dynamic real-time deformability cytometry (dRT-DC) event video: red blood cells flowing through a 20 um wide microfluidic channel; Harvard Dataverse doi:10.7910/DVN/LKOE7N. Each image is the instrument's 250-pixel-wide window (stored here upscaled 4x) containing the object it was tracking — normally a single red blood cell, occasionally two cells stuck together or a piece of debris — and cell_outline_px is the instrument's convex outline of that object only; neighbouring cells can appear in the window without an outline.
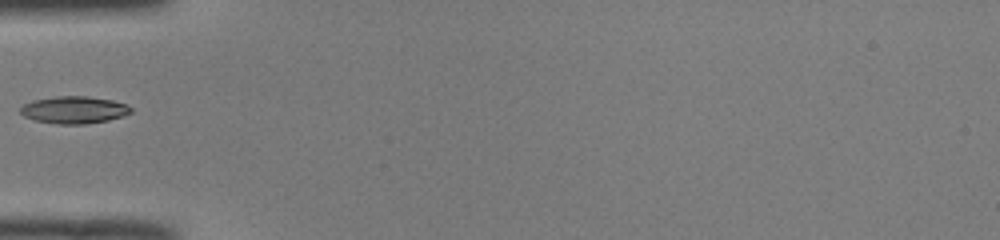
{"species": "common noctule bat (a hibernating species)", "species_latin": "Nyctalus noctula", "temperature_condition": "room temperature", "stored_images_in_passage": 34, "camera_frame_rate_fps": 3000, "um_per_image_px": 0.085, "animal": {"sex": "male", "body_mass_g": 19.0, "forearm_length_mm": 50.8}, "frame": {"image": 1, "passage_image": 1, "time_ms": 0.0, "image_size_px": [1000, 240], "cell_outline_px": [[132, 112], [124, 116], [108, 120], [84, 124], [60, 124], [36, 120], [24, 116], [20, 112], [20, 108], [24, 104], [32, 100], [56, 96], [88, 96], [112, 100], [124, 104], [132, 108]], "centroid_in_image_um": [6.3, 9.33], "position_along_channel_um": 78.7, "area_um2": 17.46}}
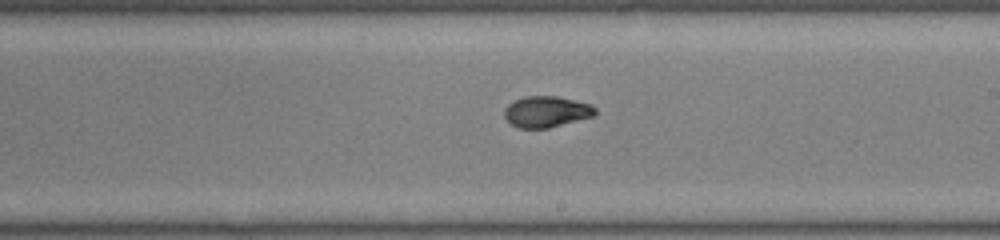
{"frame": {"image": 2, "passage_image": 13, "time_ms": 4.0, "image_size_px": [1000, 240], "cell_outline_px": [[596, 116], [548, 128], [520, 128], [512, 124], [504, 116], [504, 108], [508, 104], [524, 96], [556, 96], [592, 104], [596, 108]], "centroid_in_image_um": [46.48, 9.49], "position_along_channel_um": 242.5, "area_um2": 16.53}}
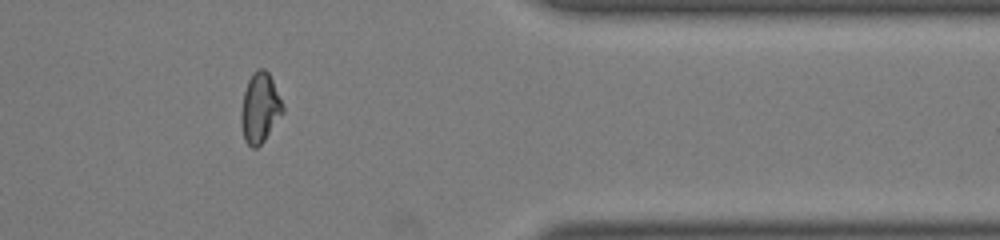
{"frame": {"image": 3, "passage_image": 25, "time_ms": 8.0, "image_size_px": [1000, 240], "cell_outline_px": [[284, 112], [264, 140], [256, 148], [252, 148], [244, 140], [240, 120], [240, 112], [244, 92], [248, 80], [252, 72], [260, 68], [264, 68], [268, 72], [272, 80], [284, 108]], "centroid_in_image_um": [22.07, 9.17], "position_along_channel_um": 389.3, "area_um2": 16.88}}